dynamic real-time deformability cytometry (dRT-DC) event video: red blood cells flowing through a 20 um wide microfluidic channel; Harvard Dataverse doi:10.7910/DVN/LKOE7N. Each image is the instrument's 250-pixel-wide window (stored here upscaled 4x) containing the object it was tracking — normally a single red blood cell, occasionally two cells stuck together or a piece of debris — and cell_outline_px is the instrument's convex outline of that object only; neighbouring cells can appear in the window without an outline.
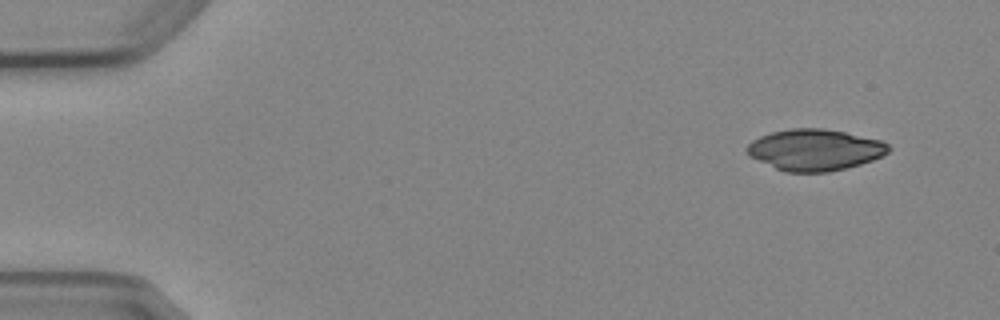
{"species": "Egyptian fruit bat (a non-hibernating species)", "species_latin": "Rousettus aegyptiacus", "temperature_condition": "cold", "stored_images_in_passage": 4, "camera_frame_rate_fps": 3000, "um_per_image_px": 0.085, "animal": {"sex": "female"}, "frame": {"image": 1, "passage_image": 1, "time_ms": 0.0, "image_size_px": [1000, 320], "cell_outline_px": [[892, 148], [884, 156], [860, 164], [828, 172], [784, 172], [748, 156], [744, 148], [752, 140], [760, 136], [772, 132], [792, 128], [820, 128], [844, 132], [880, 140], [888, 144]], "centroid_in_image_um": [69.24, 12.74], "position_along_channel_um": 15.8, "area_um2": 34.16}}